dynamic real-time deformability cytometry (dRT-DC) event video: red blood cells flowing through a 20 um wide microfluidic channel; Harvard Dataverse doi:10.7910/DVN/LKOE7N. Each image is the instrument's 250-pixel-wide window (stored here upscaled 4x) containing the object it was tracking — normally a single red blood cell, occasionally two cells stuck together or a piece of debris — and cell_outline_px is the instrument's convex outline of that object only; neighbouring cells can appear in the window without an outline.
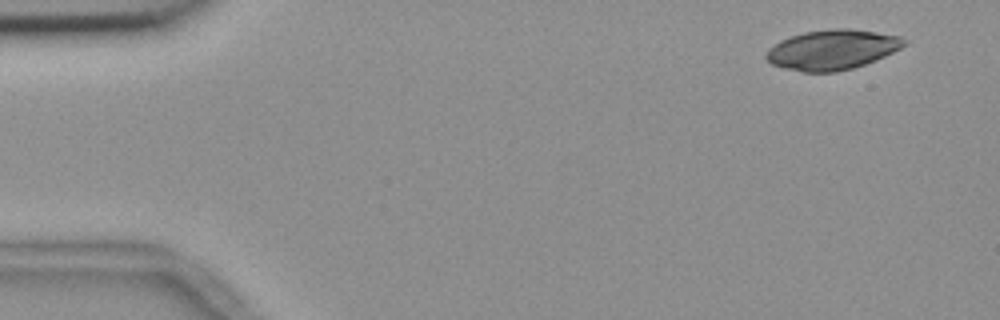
{"species": "common noctule bat (a hibernating species)", "species_latin": "Nyctalus noctula", "temperature_condition": "room temperature", "stored_images_in_passage": 52, "camera_frame_rate_fps": 3000, "um_per_image_px": 0.085, "animal": {"sex": "female", "body_mass_g": 18.4}, "frame": {"image": 1, "passage_image": 1, "time_ms": 0.0, "image_size_px": [1000, 320], "cell_outline_px": [[908, 44], [876, 60], [852, 68], [836, 72], [800, 72], [784, 68], [772, 64], [764, 56], [768, 48], [780, 40], [804, 32], [832, 28], [848, 28], [876, 32], [900, 36], [908, 40]], "centroid_in_image_um": [70.73, 4.22], "position_along_channel_um": 14.3, "area_um2": 32.19}}